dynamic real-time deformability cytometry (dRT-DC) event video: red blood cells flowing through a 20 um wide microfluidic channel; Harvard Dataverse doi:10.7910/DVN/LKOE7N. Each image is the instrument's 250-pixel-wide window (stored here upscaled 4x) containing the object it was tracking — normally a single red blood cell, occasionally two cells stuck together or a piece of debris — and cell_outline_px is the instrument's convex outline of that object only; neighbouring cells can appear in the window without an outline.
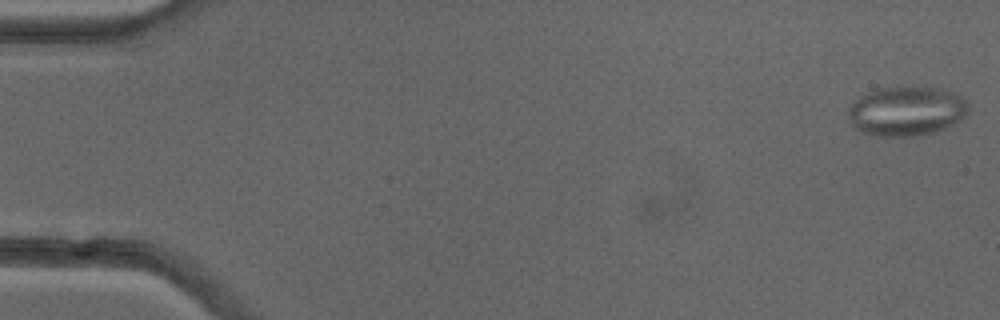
{"species": "common noctule bat (a hibernating species)", "species_latin": "Nyctalus noctula", "temperature_condition": "cold", "stored_images_in_passage": 51, "camera_frame_rate_fps": 3000, "um_per_image_px": 0.085, "animal": {"sex": "female"}, "frame": {"image": 1, "passage_image": 1, "time_ms": 0.0, "image_size_px": [1000, 320], "cell_outline_px": [[968, 112], [960, 120], [944, 128], [932, 132], [916, 136], [876, 136], [864, 132], [856, 128], [852, 124], [848, 116], [848, 108], [852, 100], [876, 88], [904, 84], [912, 84], [940, 88], [964, 96], [968, 104]], "centroid_in_image_um": [77.04, 9.38], "position_along_channel_um": 8.0, "area_um2": 35.55}}
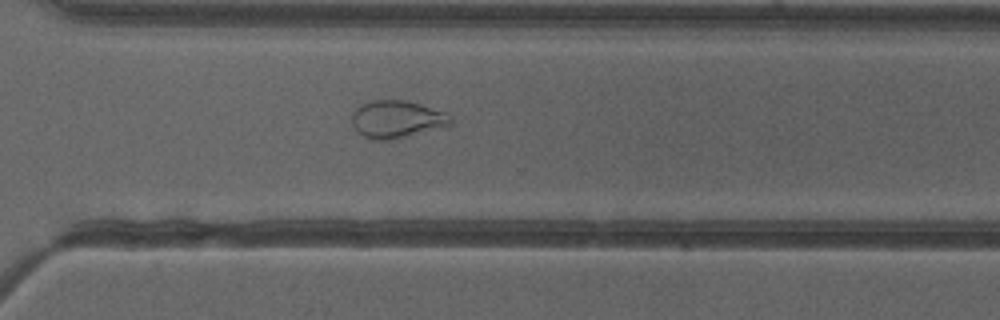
{"frame": {"image": 2, "passage_image": 37, "time_ms": 12.0, "image_size_px": [1000, 320], "cell_outline_px": [[452, 124], [448, 128], [388, 140], [372, 140], [364, 136], [352, 124], [352, 112], [360, 104], [372, 100], [408, 100], [448, 112], [452, 116]], "centroid_in_image_um": [33.82, 10.13], "position_along_channel_um": 336.8, "area_um2": 22.14}}
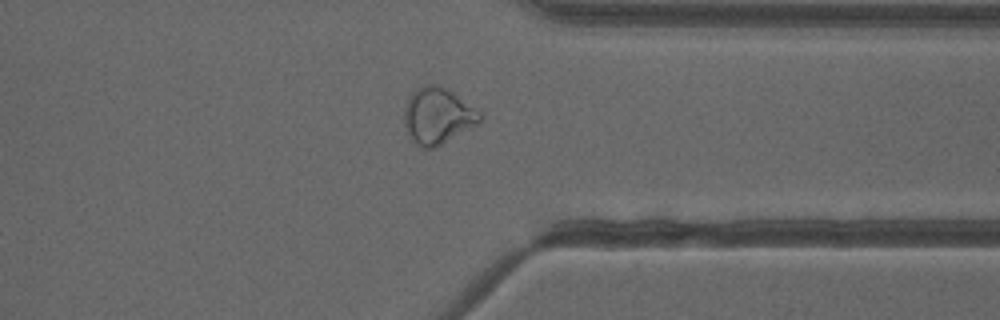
{"frame": {"image": 3, "passage_image": 40, "time_ms": 13.0, "image_size_px": [1000, 320], "cell_outline_px": [[484, 120], [436, 148], [420, 148], [412, 140], [404, 124], [404, 108], [408, 96], [416, 88], [424, 84], [440, 84], [448, 88], [484, 112]], "centroid_in_image_um": [37.25, 9.82], "position_along_channel_um": 374.2, "area_um2": 25.61}, "authors_computed_cell_mechanics": {"area_um2": 26.5302, "velocity_mm_per_s": 3.9699, "shape_relaxation_time_tau1_ms": null, "shape_relaxation_time_tau2_ms": 1.4463, "deformation_change_tau1": null, "deformation_change_tau2": 0.0675}}